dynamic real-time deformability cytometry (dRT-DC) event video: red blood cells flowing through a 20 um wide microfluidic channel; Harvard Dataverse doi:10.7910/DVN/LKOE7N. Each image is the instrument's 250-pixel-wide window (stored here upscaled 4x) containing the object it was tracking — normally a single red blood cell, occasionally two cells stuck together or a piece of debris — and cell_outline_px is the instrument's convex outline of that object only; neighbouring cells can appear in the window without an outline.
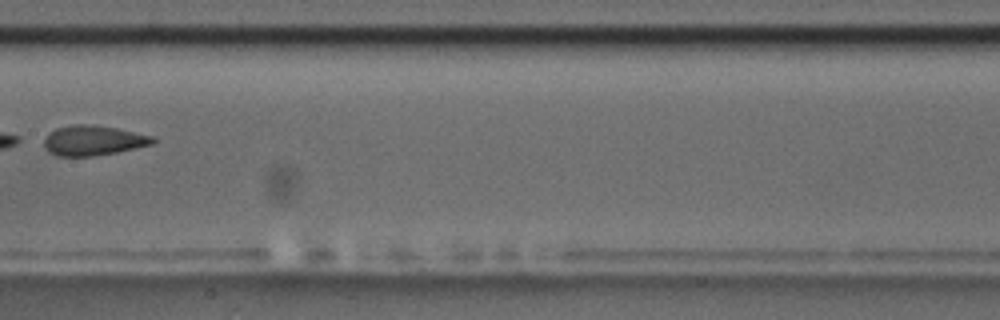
{"species": "common noctule bat (a hibernating species)", "species_latin": "Nyctalus noctula", "temperature_condition": "room temperature", "stored_images_in_passage": 9, "camera_frame_rate_fps": 3000, "um_per_image_px": 0.085, "animal": {"sex": "male", "body_mass_g": 17.5, "forearm_length_mm": 52.3}, "frame": {"image": 1, "passage_image": 8, "time_ms": 8.333, "image_size_px": [1000, 320], "cell_outline_px": [[156, 140], [152, 144], [116, 152], [92, 156], [56, 156], [48, 152], [44, 148], [44, 140], [48, 132], [56, 128], [72, 124], [92, 124], [116, 128], [152, 136]], "centroid_in_image_um": [7.86, 11.93], "position_along_channel_um": 199.5, "area_um2": 19.02}}
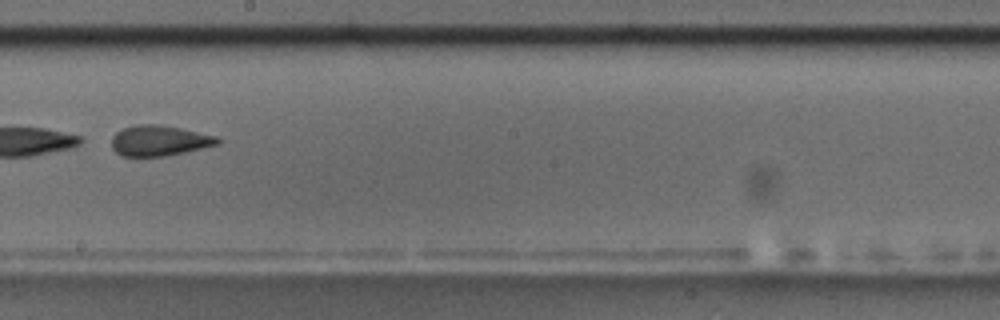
{"frame": {"image": 2, "passage_image": 9, "time_ms": 9.333, "image_size_px": [1000, 320], "cell_outline_px": [[220, 144], [184, 152], [164, 156], [120, 156], [112, 148], [112, 136], [116, 132], [124, 128], [136, 124], [156, 124], [180, 128], [216, 136], [220, 140]], "centroid_in_image_um": [13.52, 11.95], "position_along_channel_um": 234.7, "area_um2": 18.73}}